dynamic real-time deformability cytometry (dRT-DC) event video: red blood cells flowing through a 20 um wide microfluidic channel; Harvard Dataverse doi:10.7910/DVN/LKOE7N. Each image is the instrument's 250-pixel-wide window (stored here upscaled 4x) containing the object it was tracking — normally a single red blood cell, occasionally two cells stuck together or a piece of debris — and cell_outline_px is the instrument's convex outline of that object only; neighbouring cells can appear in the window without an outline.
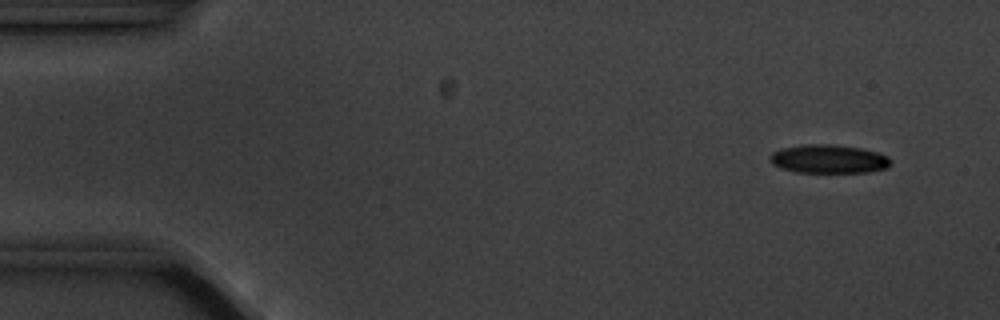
{"species": "common noctule bat (a hibernating species)", "species_latin": "Nyctalus noctula", "temperature_condition": "cold", "stored_images_in_passage": 14, "camera_frame_rate_fps": 3000, "um_per_image_px": 0.085, "animal": {"sex": "male", "body_mass_g": 20.1, "forearm_length_mm": 53.5}, "frame": {"image": 1, "passage_image": 1, "time_ms": 0.0, "image_size_px": [1000, 320], "cell_outline_px": [[892, 164], [888, 168], [868, 172], [796, 172], [772, 164], [768, 160], [768, 156], [772, 152], [784, 148], [804, 144], [828, 144], [860, 148], [876, 152], [888, 156], [892, 160]], "centroid_in_image_um": [70.45, 13.51], "position_along_channel_um": 14.5, "area_um2": 20.11}}
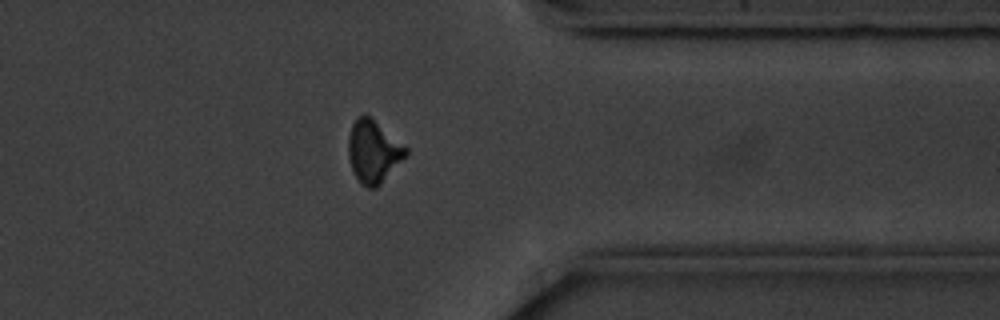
{"frame": {"image": 2, "passage_image": 12, "time_ms": 13.333, "image_size_px": [1000, 320], "cell_outline_px": [[408, 156], [376, 188], [368, 188], [360, 184], [352, 168], [348, 156], [348, 136], [352, 124], [356, 116], [364, 112], [408, 148]], "centroid_in_image_um": [31.74, 12.87], "position_along_channel_um": 379.7, "area_um2": 21.1}}
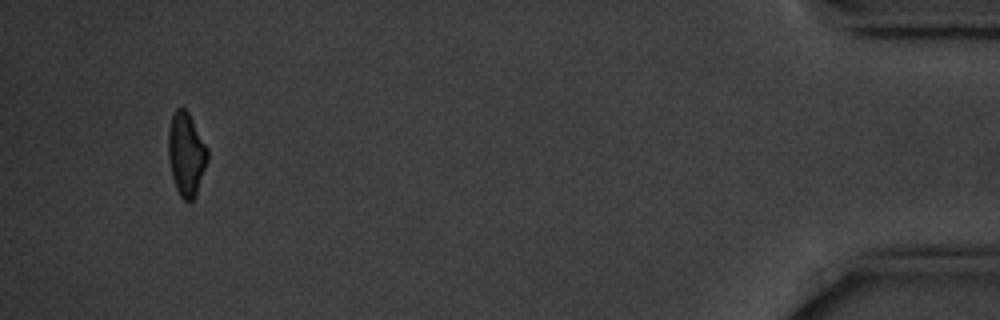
{"frame": {"image": 3, "passage_image": 14, "time_ms": 16.333, "image_size_px": [1000, 320], "cell_outline_px": [[208, 160], [196, 196], [188, 204], [180, 196], [176, 188], [172, 176], [168, 160], [168, 132], [172, 116], [176, 108], [184, 108], [188, 112], [208, 148]], "centroid_in_image_um": [15.83, 13.14], "position_along_channel_um": 419.4, "area_um2": 19.19}, "authors_computed_cell_mechanics": {"area_um2": 20.7502, "velocity_mm_per_s": 3.5433, "shape_relaxation_time_tau1_ms": 2.5236, "shape_relaxation_time_tau2_ms": 5.1784, "deformation_change_tau1": 0.0809, "deformation_change_tau2": 0.0856}}